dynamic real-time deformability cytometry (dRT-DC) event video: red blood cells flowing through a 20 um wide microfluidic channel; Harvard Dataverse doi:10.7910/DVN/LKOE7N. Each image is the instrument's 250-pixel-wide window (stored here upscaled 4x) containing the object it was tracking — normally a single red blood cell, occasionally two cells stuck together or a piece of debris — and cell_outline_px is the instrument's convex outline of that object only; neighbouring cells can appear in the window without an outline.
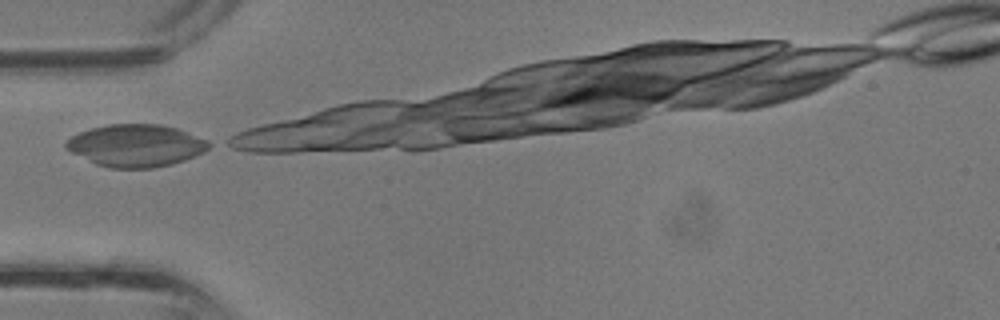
{"species": "common noctule bat (a hibernating species)", "species_latin": "Nyctalus noctula", "temperature_condition": "room temperature", "stored_images_in_passage": 3, "camera_frame_rate_fps": 3000, "um_per_image_px": 0.085, "animal": {"sex": "male", "body_mass_g": 13.3}, "frame": {"image": 1, "passage_image": 1, "time_ms": 0.0, "image_size_px": [1000, 320], "cell_outline_px": [[216, 144], [204, 152], [184, 160], [172, 164], [152, 168], [108, 168], [96, 164], [64, 148], [64, 144], [72, 136], [80, 132], [92, 128], [108, 124], [160, 124], [176, 128], [208, 140]], "centroid_in_image_um": [11.59, 12.37], "position_along_channel_um": 73.4, "area_um2": 35.26}}